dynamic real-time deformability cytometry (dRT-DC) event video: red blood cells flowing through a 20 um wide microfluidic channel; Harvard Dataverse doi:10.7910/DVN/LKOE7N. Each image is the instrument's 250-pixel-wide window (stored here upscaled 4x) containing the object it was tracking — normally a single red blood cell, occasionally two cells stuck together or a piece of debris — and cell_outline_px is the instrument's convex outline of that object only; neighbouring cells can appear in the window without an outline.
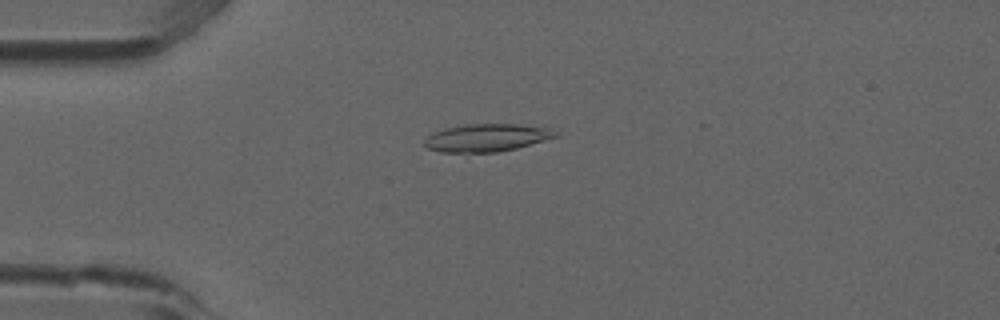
{"species": "common noctule bat (a hibernating species)", "species_latin": "Nyctalus noctula", "temperature_condition": "room temperature", "stored_images_in_passage": 43, "camera_frame_rate_fps": 3000, "um_per_image_px": 0.085, "animal": {"sex": "male", "forearm_length_mm": 52.5}, "frame": {"image": 1, "passage_image": 8, "time_ms": 2.333, "image_size_px": [1000, 320], "cell_outline_px": [[560, 136], [516, 148], [496, 152], [440, 152], [428, 148], [424, 144], [424, 140], [432, 132], [444, 128], [464, 124], [516, 124], [552, 128]], "centroid_in_image_um": [41.37, 11.7], "position_along_channel_um": 43.6, "area_um2": 21.21}}
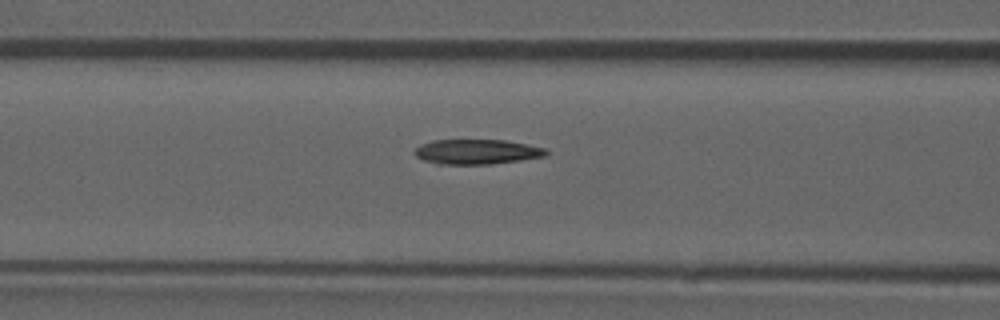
{"frame": {"image": 2, "passage_image": 16, "time_ms": 5.0, "image_size_px": [1000, 320], "cell_outline_px": [[548, 152], [544, 156], [520, 160], [492, 164], [436, 164], [424, 160], [416, 156], [412, 152], [420, 144], [432, 140], [504, 140], [544, 148]], "centroid_in_image_um": [40.46, 12.9], "position_along_channel_um": 126.1, "area_um2": 18.96}}
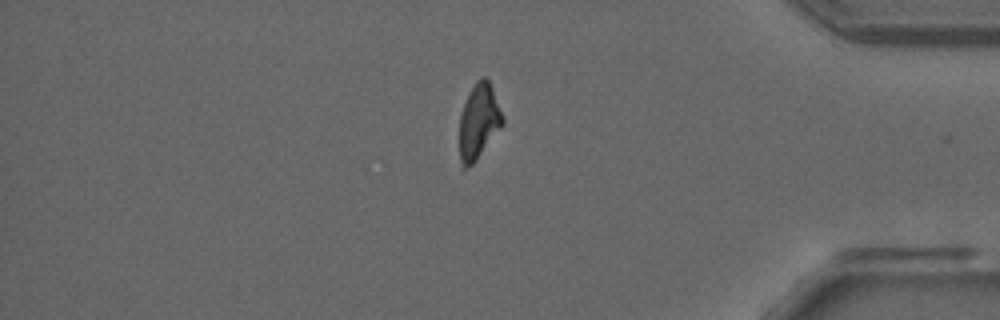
{"frame": {"image": 3, "passage_image": 39, "time_ms": 12.667, "image_size_px": [1000, 320], "cell_outline_px": [[504, 124], [476, 160], [472, 164], [464, 168], [460, 168], [460, 116], [464, 104], [476, 80], [484, 76], [488, 80], [492, 88], [504, 116]], "centroid_in_image_um": [40.71, 10.34], "position_along_channel_um": 394.5, "area_um2": 18.67}, "authors_computed_cell_mechanics": {"area_um2": 19.7098, "velocity_mm_per_s": 3.8899, "shape_relaxation_time_tau1_ms": null, "shape_relaxation_time_tau2_ms": 4.3256, "deformation_change_tau1": null, "deformation_change_tau2": 0.1497}}